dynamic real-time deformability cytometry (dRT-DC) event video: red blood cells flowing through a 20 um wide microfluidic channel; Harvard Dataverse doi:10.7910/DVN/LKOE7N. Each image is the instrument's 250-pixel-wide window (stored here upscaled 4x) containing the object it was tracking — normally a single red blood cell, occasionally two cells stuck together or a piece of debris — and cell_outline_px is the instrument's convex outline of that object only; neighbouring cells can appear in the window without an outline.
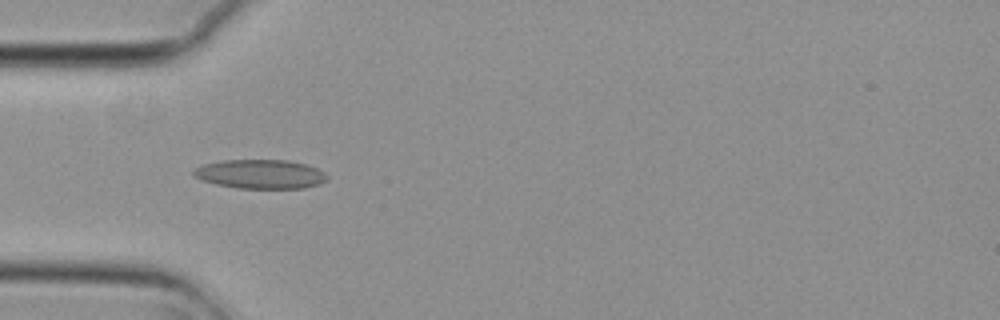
{"species": "common noctule bat (a hibernating species)", "species_latin": "Nyctalus noctula", "temperature_condition": "cold", "stored_images_in_passage": 4, "camera_frame_rate_fps": 3000, "um_per_image_px": 0.085, "animal": {"sex": "female", "body_mass_g": 29.2, "forearm_length_mm": 56.3}, "frame": {"image": 1, "passage_image": 4, "time_ms": 1.0, "image_size_px": [1000, 320], "cell_outline_px": [[328, 180], [320, 184], [304, 188], [236, 188], [216, 184], [200, 180], [192, 176], [192, 168], [200, 164], [224, 160], [288, 160], [304, 164], [316, 168], [324, 172], [328, 176]], "centroid_in_image_um": [22.07, 14.8], "position_along_channel_um": 62.9, "area_um2": 22.95}}